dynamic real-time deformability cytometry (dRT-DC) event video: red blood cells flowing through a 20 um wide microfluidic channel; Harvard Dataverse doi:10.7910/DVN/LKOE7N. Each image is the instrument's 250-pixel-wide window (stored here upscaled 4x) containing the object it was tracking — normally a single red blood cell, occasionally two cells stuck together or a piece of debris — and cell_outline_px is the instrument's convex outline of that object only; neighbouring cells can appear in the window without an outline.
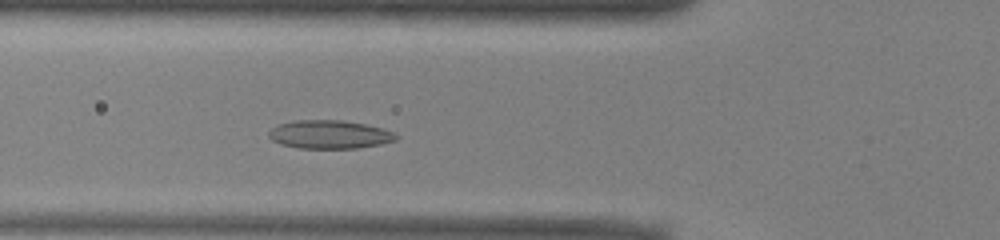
{"species": "common noctule bat (a hibernating species)", "species_latin": "Nyctalus noctula", "temperature_condition": "warm", "stored_images_in_passage": 44, "camera_frame_rate_fps": 3000, "um_per_image_px": 0.085, "animal": {"sex": "male", "body_mass_g": 13.0, "forearm_length_mm": 53.1}, "frame": {"image": 1, "passage_image": 11, "time_ms": 3.333, "image_size_px": [1000, 240], "cell_outline_px": [[400, 136], [396, 140], [380, 144], [356, 148], [300, 148], [280, 144], [272, 140], [268, 136], [268, 132], [272, 128], [280, 124], [296, 120], [340, 120], [364, 124], [380, 128], [392, 132]], "centroid_in_image_um": [27.99, 11.43], "position_along_channel_um": 97.8, "area_um2": 20.87}}
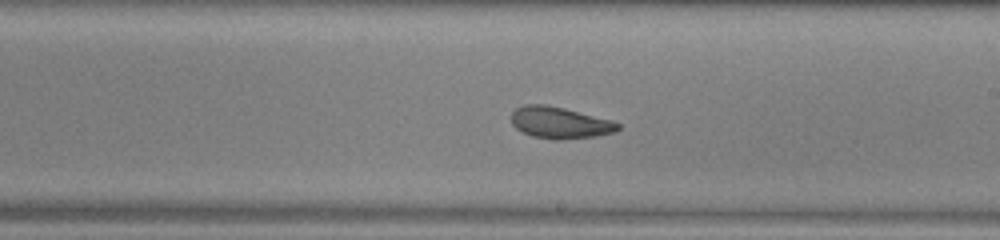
{"frame": {"image": 2, "passage_image": 22, "time_ms": 7.0, "image_size_px": [1000, 240], "cell_outline_px": [[620, 128], [616, 132], [596, 136], [560, 140], [552, 140], [532, 136], [516, 128], [512, 124], [512, 112], [516, 108], [524, 104], [544, 104], [564, 108], [612, 120], [620, 124]], "centroid_in_image_um": [47.6, 10.43], "position_along_channel_um": 241.4, "area_um2": 19.71}}
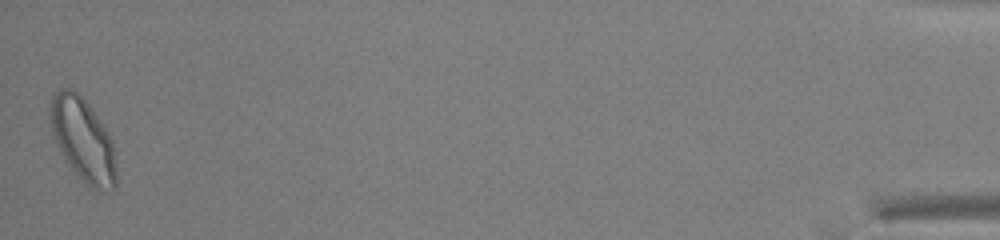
{"frame": {"image": 3, "passage_image": 44, "time_ms": 14.333, "image_size_px": [1000, 240], "cell_outline_px": [[116, 188], [112, 192], [96, 192], [88, 188], [80, 180], [68, 164], [56, 144], [52, 132], [48, 116], [48, 108], [52, 96], [60, 88], [72, 88], [88, 104], [108, 132], [112, 140], [116, 164]], "centroid_in_image_um": [7.05, 11.95], "position_along_channel_um": 428.2, "area_um2": 32.77}, "authors_computed_cell_mechanics": {"area_um2": 21.386, "velocity_mm_per_s": 3.9192, "shape_relaxation_time_tau1_ms": 10.722, "shape_relaxation_time_tau2_ms": 2.1598, "deformation_change_tau1": 0.2393, "deformation_change_tau2": 0.0804}}